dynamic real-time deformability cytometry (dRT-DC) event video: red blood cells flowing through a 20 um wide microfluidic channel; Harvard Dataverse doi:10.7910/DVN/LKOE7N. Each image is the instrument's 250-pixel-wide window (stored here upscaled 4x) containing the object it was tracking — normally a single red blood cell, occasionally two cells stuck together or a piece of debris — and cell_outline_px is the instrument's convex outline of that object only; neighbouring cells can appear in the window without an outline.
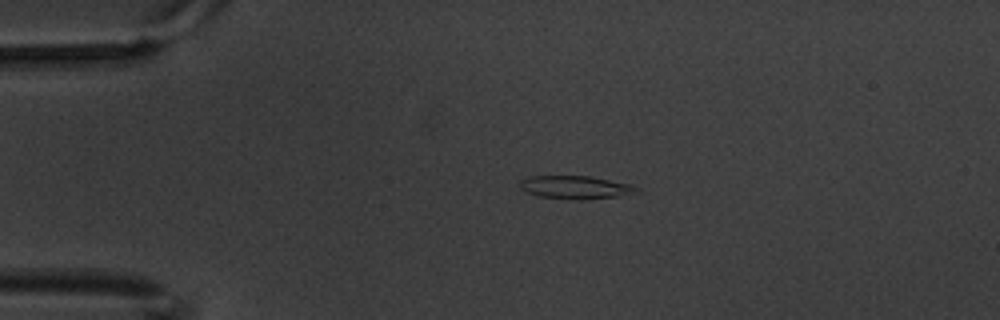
{"species": "common noctule bat (a hibernating species)", "species_latin": "Nyctalus noctula", "temperature_condition": "warm", "stored_images_in_passage": 8, "camera_frame_rate_fps": 3000, "um_per_image_px": 0.085, "animal": {"sex": "male", "body_mass_g": 20.1, "forearm_length_mm": 53.5}, "frame": {"image": 1, "passage_image": 3, "time_ms": 0.667, "image_size_px": [1000, 320], "cell_outline_px": [[636, 188], [632, 192], [616, 196], [580, 200], [576, 200], [540, 196], [524, 192], [520, 188], [520, 180], [528, 176], [592, 176], [628, 184]], "centroid_in_image_um": [48.77, 15.91], "position_along_channel_um": 36.2, "area_um2": 15.37}}
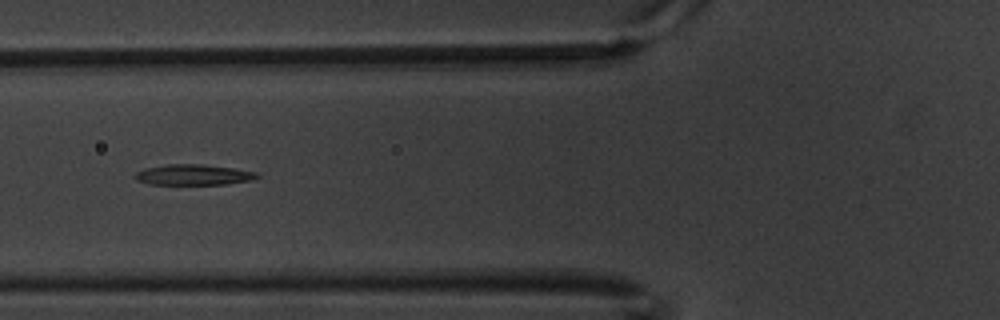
{"frame": {"image": 2, "passage_image": 6, "time_ms": 1.667, "image_size_px": [1000, 320], "cell_outline_px": [[260, 176], [252, 180], [224, 184], [148, 184], [136, 180], [132, 176], [136, 172], [144, 168], [168, 164], [204, 164], [232, 168], [256, 172]], "centroid_in_image_um": [16.39, 14.85], "position_along_channel_um": 109.4, "area_um2": 14.68}}
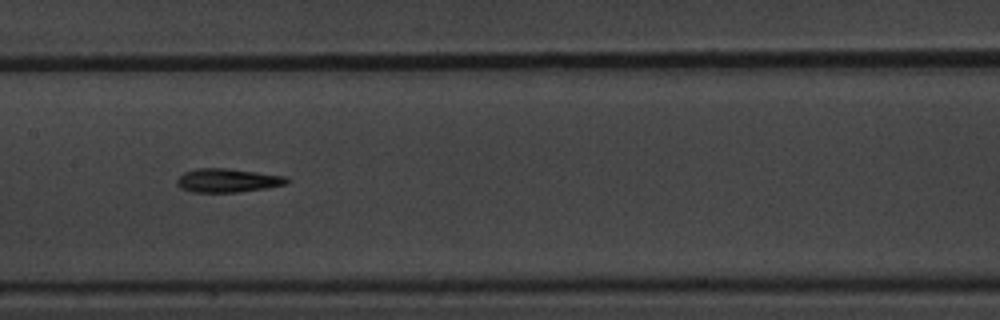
{"frame": {"image": 3, "passage_image": 8, "time_ms": 2.333, "image_size_px": [1000, 320], "cell_outline_px": [[292, 180], [288, 184], [268, 188], [240, 192], [192, 192], [180, 188], [176, 184], [176, 180], [184, 172], [200, 168], [228, 168], [288, 176]], "centroid_in_image_um": [19.42, 15.34], "position_along_channel_um": 188.0, "area_um2": 15.49}}